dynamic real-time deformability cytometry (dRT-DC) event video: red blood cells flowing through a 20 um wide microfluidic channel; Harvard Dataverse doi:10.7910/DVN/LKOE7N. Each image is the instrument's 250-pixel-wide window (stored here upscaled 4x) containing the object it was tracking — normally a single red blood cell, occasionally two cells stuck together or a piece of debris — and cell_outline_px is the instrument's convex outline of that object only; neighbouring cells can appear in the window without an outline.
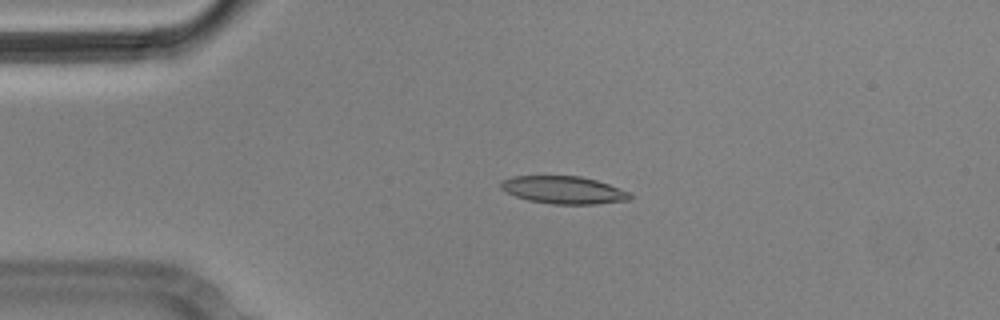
{"species": "Egyptian fruit bat (a non-hibernating species)", "species_latin": "Rousettus aegyptiacus", "temperature_condition": "cold", "stored_images_in_passage": 46, "camera_frame_rate_fps": 3000, "um_per_image_px": 0.085, "animal": {"sex": "male"}, "frame": {"image": 1, "passage_image": 2, "time_ms": 0.333, "image_size_px": [1000, 320], "cell_outline_px": [[632, 200], [596, 204], [552, 204], [528, 200], [516, 196], [500, 188], [500, 180], [512, 176], [580, 176], [596, 180], [632, 192]], "centroid_in_image_um": [47.94, 16.15], "position_along_channel_um": 37.1, "area_um2": 20.92}}
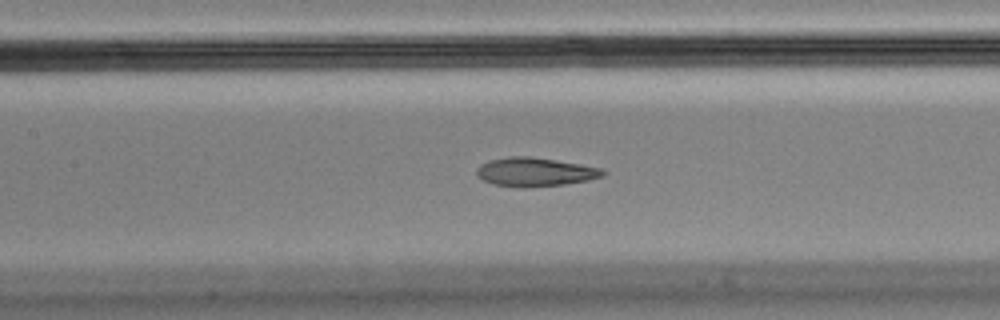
{"frame": {"image": 2, "passage_image": 15, "time_ms": 4.667, "image_size_px": [1000, 320], "cell_outline_px": [[608, 172], [604, 176], [588, 180], [564, 184], [520, 188], [496, 184], [484, 180], [476, 172], [476, 168], [480, 164], [488, 160], [508, 156], [528, 156], [556, 160], [604, 168]], "centroid_in_image_um": [45.52, 14.6], "position_along_channel_um": 161.9, "area_um2": 21.21}}
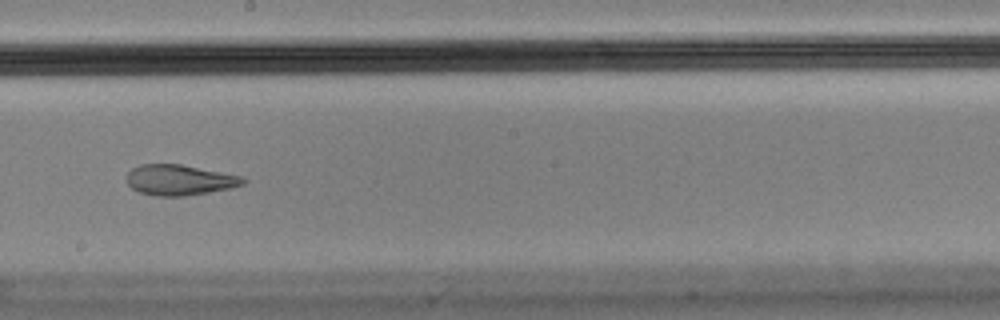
{"frame": {"image": 3, "passage_image": 21, "time_ms": 6.667, "image_size_px": [1000, 320], "cell_outline_px": [[248, 180], [244, 184], [232, 188], [184, 196], [156, 196], [140, 192], [132, 188], [128, 184], [128, 172], [132, 168], [140, 164], [180, 164], [244, 176]], "centroid_in_image_um": [15.31, 15.29], "position_along_channel_um": 232.9, "area_um2": 20.75}, "authors_computed_cell_mechanics": {"area_um2": 21.9062, "velocity_mm_per_s": 3.5652, "shape_relaxation_time_tau1_ms": null, "shape_relaxation_time_tau2_ms": 2.12, "deformation_change_tau1": null, "deformation_change_tau2": 0.0989}}